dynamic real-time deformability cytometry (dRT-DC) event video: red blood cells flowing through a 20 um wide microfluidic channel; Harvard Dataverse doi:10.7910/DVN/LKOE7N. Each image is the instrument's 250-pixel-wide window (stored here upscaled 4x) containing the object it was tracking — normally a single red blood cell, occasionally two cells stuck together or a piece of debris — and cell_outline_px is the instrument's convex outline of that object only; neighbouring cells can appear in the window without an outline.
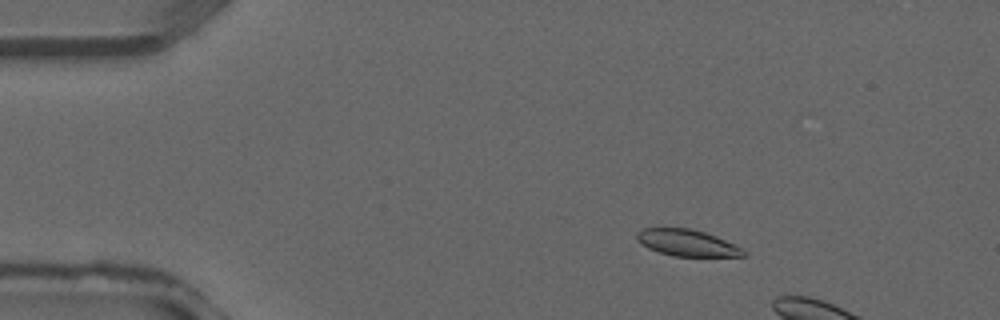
{"species": "common noctule bat (a hibernating species)", "species_latin": "Nyctalus noctula", "temperature_condition": "warm", "stored_images_in_passage": 10, "camera_frame_rate_fps": 3000, "um_per_image_px": 0.085, "animal": {"sex": "male", "forearm_length_mm": 52.5}, "frame": {"image": 1, "passage_image": 7, "time_ms": 2.0, "image_size_px": [1000, 320], "cell_outline_px": [[748, 252], [744, 256], [672, 256], [648, 248], [640, 244], [636, 240], [636, 232], [644, 228], [692, 228], [716, 236]], "centroid_in_image_um": [58.35, 20.63], "position_along_channel_um": 26.7, "area_um2": 16.42}}